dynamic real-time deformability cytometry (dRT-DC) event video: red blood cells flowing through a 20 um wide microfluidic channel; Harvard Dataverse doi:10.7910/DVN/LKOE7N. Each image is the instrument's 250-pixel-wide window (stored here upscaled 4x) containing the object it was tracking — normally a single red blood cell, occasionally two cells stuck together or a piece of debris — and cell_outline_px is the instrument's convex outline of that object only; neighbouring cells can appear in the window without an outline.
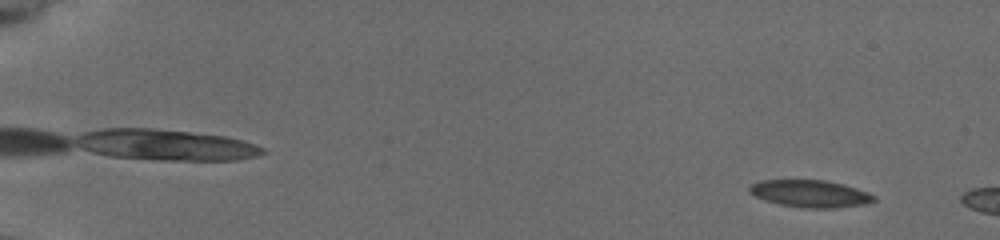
{"species": "common noctule bat (a hibernating species)", "species_latin": "Nyctalus noctula", "temperature_condition": "cold", "stored_images_in_passage": 56, "camera_frame_rate_fps": 3000, "um_per_image_px": 0.085, "animal": {"sex": "female", "body_mass_g": 19.5, "forearm_length_mm": 54.1}, "frame": {"image": 1, "passage_image": 5, "time_ms": 1.333, "image_size_px": [1000, 240], "cell_outline_px": [[876, 200], [860, 204], [832, 208], [808, 208], [780, 204], [764, 200], [756, 196], [748, 188], [752, 184], [760, 180], [824, 180], [844, 184], [856, 188], [876, 196]], "centroid_in_image_um": [68.86, 16.45], "position_along_channel_um": 16.1, "area_um2": 19.36}}
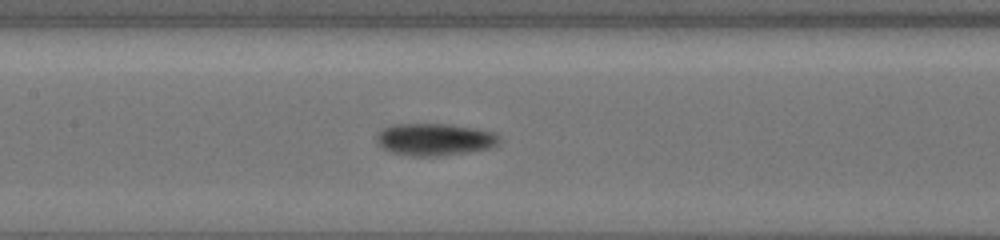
{"frame": {"image": 2, "passage_image": 30, "time_ms": 9.667, "image_size_px": [1000, 240], "cell_outline_px": [[500, 140], [492, 148], [468, 152], [440, 156], [408, 156], [392, 152], [384, 148], [380, 144], [380, 132], [384, 128], [392, 124], [452, 124], [476, 128], [496, 132], [500, 136]], "centroid_in_image_um": [37.04, 11.85], "position_along_channel_um": 170.4, "area_um2": 22.95}}
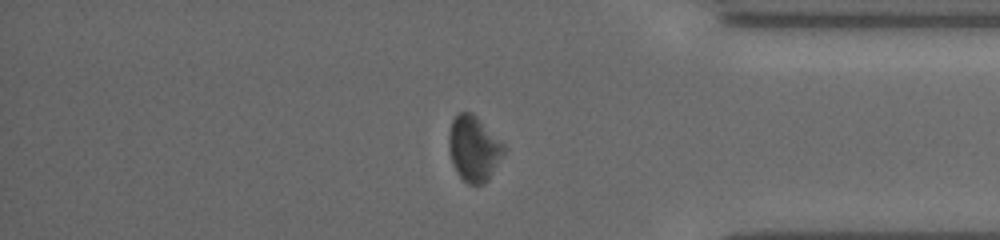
{"frame": {"image": 3, "passage_image": 49, "time_ms": 16.0, "image_size_px": [1000, 240], "cell_outline_px": [[504, 152], [488, 180], [484, 184], [468, 184], [456, 172], [452, 164], [448, 148], [448, 136], [452, 120], [460, 112], [472, 112], [476, 116], [504, 148]], "centroid_in_image_um": [40.2, 12.65], "position_along_channel_um": 395.0, "area_um2": 20.4}}